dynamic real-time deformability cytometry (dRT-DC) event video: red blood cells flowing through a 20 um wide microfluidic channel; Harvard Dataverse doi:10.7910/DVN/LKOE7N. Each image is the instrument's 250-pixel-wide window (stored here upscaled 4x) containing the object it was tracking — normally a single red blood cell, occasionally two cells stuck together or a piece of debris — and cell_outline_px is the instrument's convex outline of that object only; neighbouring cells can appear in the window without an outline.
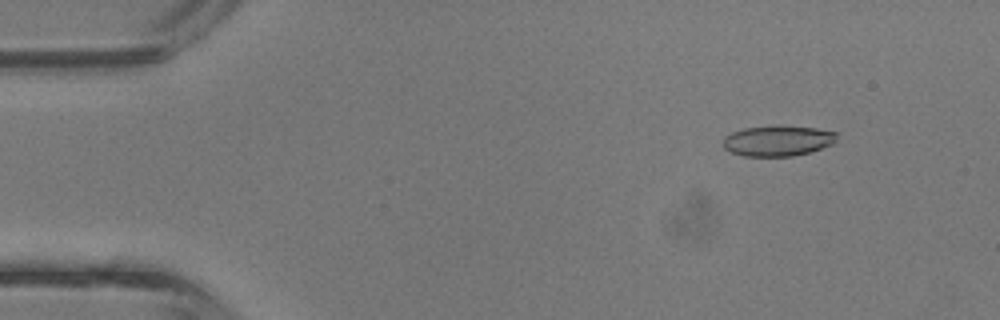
{"species": "common noctule bat (a hibernating species)", "species_latin": "Nyctalus noctula", "temperature_condition": "room temperature", "stored_images_in_passage": 43, "camera_frame_rate_fps": 3000, "um_per_image_px": 0.085, "animal": {"sex": "male", "body_mass_g": 13.3}, "frame": {"image": 1, "passage_image": 5, "time_ms": 1.333, "image_size_px": [1000, 320], "cell_outline_px": [[836, 140], [832, 144], [808, 152], [792, 156], [744, 156], [732, 152], [724, 148], [720, 144], [724, 136], [732, 132], [744, 128], [780, 124], [816, 128], [836, 132]], "centroid_in_image_um": [66.06, 11.94], "position_along_channel_um": 18.9, "area_um2": 20.52}}
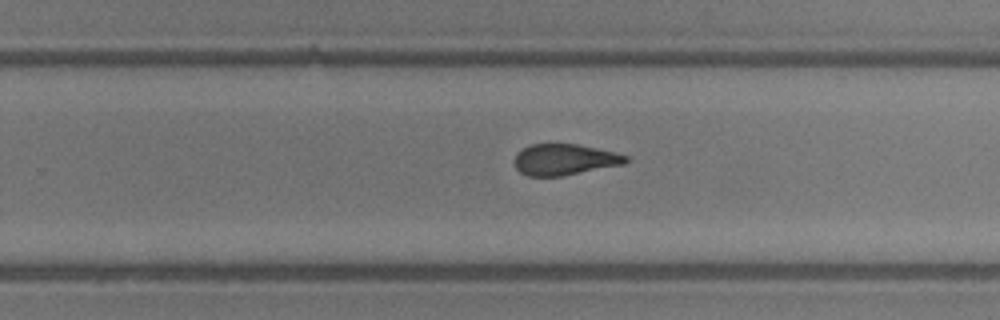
{"frame": {"image": 2, "passage_image": 27, "time_ms": 8.667, "image_size_px": [1000, 320], "cell_outline_px": [[628, 160], [624, 164], [560, 176], [528, 176], [520, 172], [516, 168], [516, 152], [532, 144], [576, 144], [616, 152], [628, 156]], "centroid_in_image_um": [47.99, 13.56], "position_along_channel_um": 281.8, "area_um2": 19.94}}
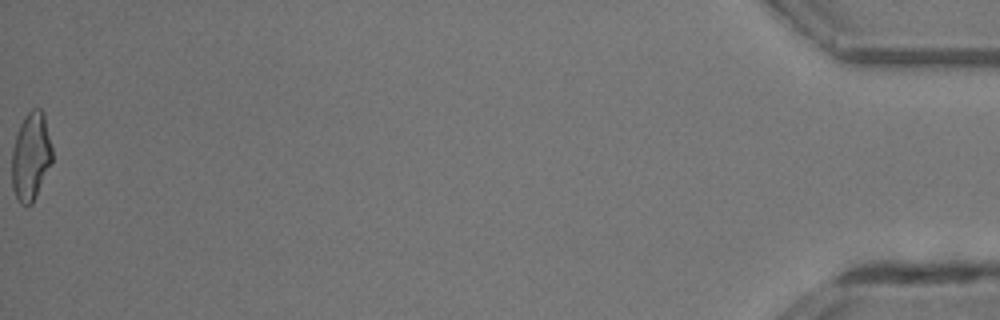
{"frame": {"image": 3, "passage_image": 43, "time_ms": 14.0, "image_size_px": [1000, 320], "cell_outline_px": [[52, 164], [32, 204], [20, 204], [12, 188], [12, 148], [20, 124], [24, 116], [32, 108], [40, 108], [44, 112], [52, 148]], "centroid_in_image_um": [2.63, 13.28], "position_along_channel_um": 432.6, "area_um2": 20.87}, "authors_computed_cell_mechanics": {"area_um2": 20.9814, "velocity_mm_per_s": 4.8304, "shape_relaxation_time_tau1_ms": 6.2579, "shape_relaxation_time_tau2_ms": 1.8579, "deformation_change_tau1": 0.1829, "deformation_change_tau2": 0.0925}}